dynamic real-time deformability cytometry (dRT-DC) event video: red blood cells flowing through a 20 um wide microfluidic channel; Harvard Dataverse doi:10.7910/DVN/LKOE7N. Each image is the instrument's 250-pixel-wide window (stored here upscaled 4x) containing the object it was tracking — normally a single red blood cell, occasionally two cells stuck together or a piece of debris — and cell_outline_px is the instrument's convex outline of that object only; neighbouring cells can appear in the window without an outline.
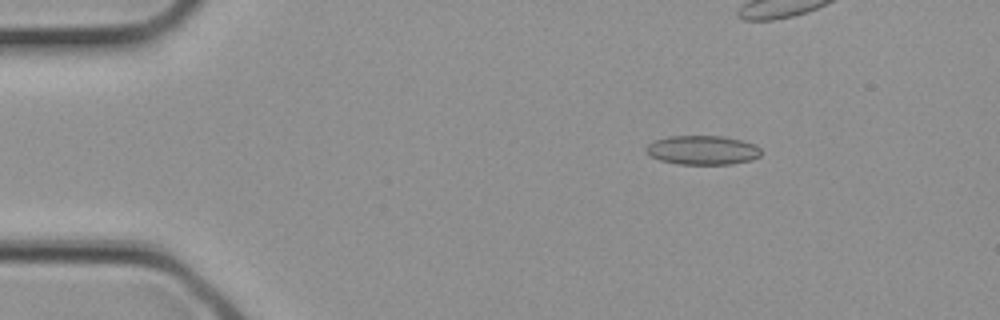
{"species": "common noctule bat (a hibernating species)", "species_latin": "Nyctalus noctula", "temperature_condition": "cold", "stored_images_in_passage": 4, "camera_frame_rate_fps": 3000, "um_per_image_px": 0.085, "animal": {"sex": "female", "body_mass_g": 21.9}, "frame": {"image": 1, "passage_image": 2, "time_ms": 0.333, "image_size_px": [1000, 320], "cell_outline_px": [[760, 156], [752, 160], [732, 164], [680, 164], [660, 160], [648, 156], [644, 152], [644, 148], [648, 144], [656, 140], [668, 136], [724, 136], [756, 144], [760, 148]], "centroid_in_image_um": [59.69, 12.76], "position_along_channel_um": 25.3, "area_um2": 19.71}}
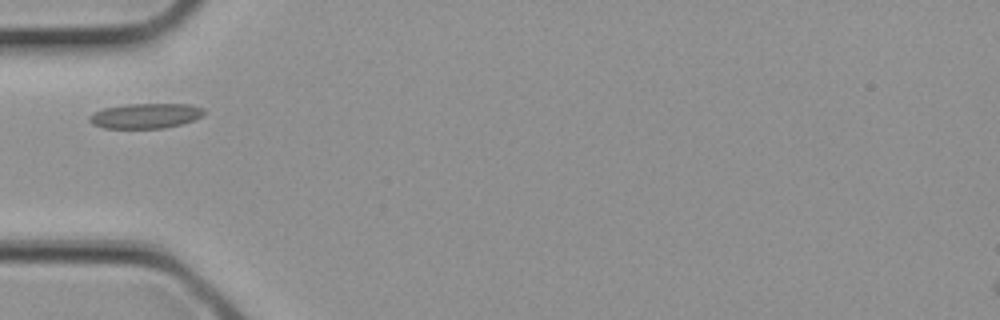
{"frame": {"image": 2, "passage_image": 4, "time_ms": 1.0, "image_size_px": [1000, 320], "cell_outline_px": [[204, 112], [200, 116], [192, 120], [180, 124], [164, 128], [104, 128], [92, 124], [88, 120], [88, 116], [92, 112], [104, 108], [124, 104], [188, 104], [204, 108]], "centroid_in_image_um": [12.3, 9.84], "position_along_channel_um": 72.7, "area_um2": 16.7}}